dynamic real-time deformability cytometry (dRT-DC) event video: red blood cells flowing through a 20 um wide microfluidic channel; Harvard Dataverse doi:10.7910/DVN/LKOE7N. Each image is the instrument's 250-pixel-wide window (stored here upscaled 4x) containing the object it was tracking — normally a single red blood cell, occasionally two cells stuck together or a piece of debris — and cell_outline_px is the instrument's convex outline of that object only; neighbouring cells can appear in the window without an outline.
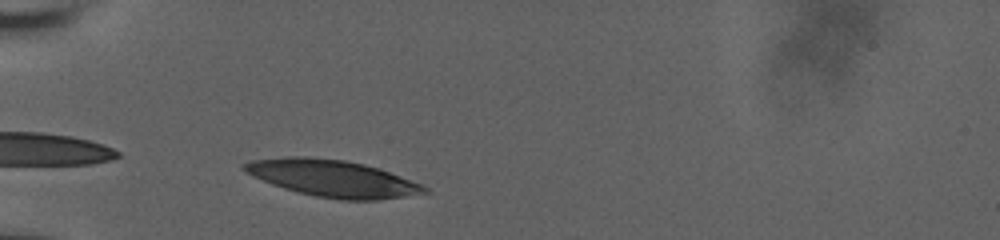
{"species": "human", "species_latin": "Homo sapiens", "temperature_condition": "room temperature", "stored_images_in_passage": 5, "camera_frame_rate_fps": 3000, "um_per_image_px": 0.085, "donor": {"sex": "male"}, "frame": {"image": 1, "passage_image": 3, "time_ms": 0.667, "image_size_px": [1000, 240], "cell_outline_px": [[432, 192], [380, 200], [340, 200], [316, 196], [296, 192], [272, 184], [252, 176], [240, 168], [240, 164], [252, 160], [288, 156], [304, 156], [344, 160], [364, 164], [388, 172], [420, 184], [428, 188]], "centroid_in_image_um": [28.22, 15.16], "position_along_channel_um": 56.8, "area_um2": 38.55}}